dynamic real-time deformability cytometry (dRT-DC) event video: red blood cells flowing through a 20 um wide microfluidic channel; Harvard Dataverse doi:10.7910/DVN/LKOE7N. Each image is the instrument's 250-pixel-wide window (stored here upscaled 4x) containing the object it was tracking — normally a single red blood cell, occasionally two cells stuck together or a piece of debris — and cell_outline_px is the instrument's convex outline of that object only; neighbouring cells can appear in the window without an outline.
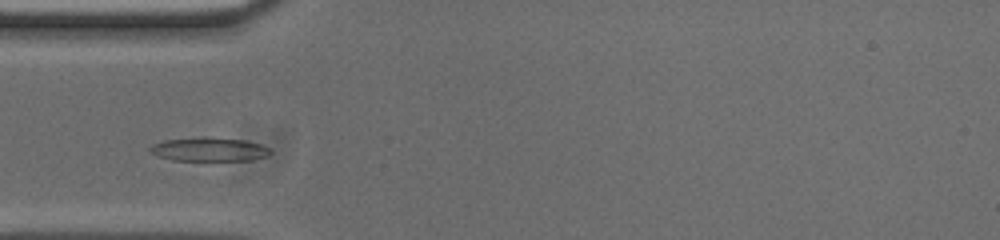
{"species": "common noctule bat (a hibernating species)", "species_latin": "Nyctalus noctula", "temperature_condition": "cold", "stored_images_in_passage": 47, "camera_frame_rate_fps": 3000, "um_per_image_px": 0.085, "animal": {"sex": "male", "body_mass_g": 20.0, "forearm_length_mm": 53.3}, "frame": {"image": 1, "passage_image": 9, "time_ms": 2.667, "image_size_px": [1000, 240], "cell_outline_px": [[272, 152], [268, 156], [252, 160], [172, 160], [148, 152], [148, 148], [152, 144], [164, 140], [196, 136], [208, 136], [244, 140], [260, 144], [268, 148]], "centroid_in_image_um": [17.74, 12.67], "position_along_channel_um": 67.3, "area_um2": 16.94}}
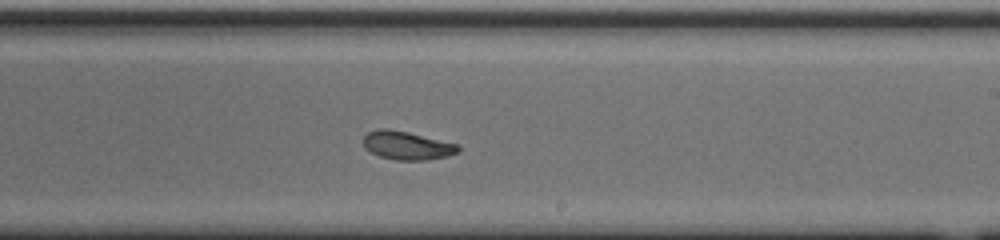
{"frame": {"image": 2, "passage_image": 24, "time_ms": 7.667, "image_size_px": [1000, 240], "cell_outline_px": [[460, 152], [448, 156], [424, 160], [396, 160], [380, 156], [364, 148], [364, 136], [368, 132], [380, 128], [388, 128], [408, 132], [456, 144], [460, 148]], "centroid_in_image_um": [34.59, 12.36], "position_along_channel_um": 254.4, "area_um2": 15.55}}
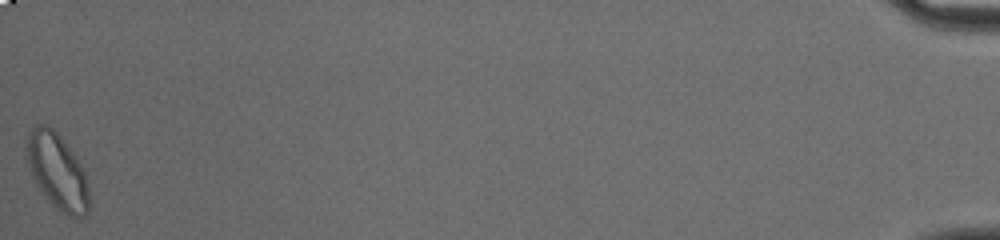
{"frame": {"image": 3, "passage_image": 47, "time_ms": 15.333, "image_size_px": [1000, 240], "cell_outline_px": [[88, 212], [84, 216], [68, 216], [56, 208], [44, 196], [36, 184], [32, 176], [24, 156], [24, 140], [28, 132], [36, 124], [48, 124], [60, 136], [72, 152], [80, 164], [84, 172], [88, 184]], "centroid_in_image_um": [4.8, 14.51], "position_along_channel_um": 430.4, "area_um2": 27.86}, "authors_computed_cell_mechanics": {"area_um2": 16.0684, "velocity_mm_per_s": 3.7355, "shape_relaxation_time_tau1_ms": 5.5315, "shape_relaxation_time_tau2_ms": 2.8596, "deformation_change_tau1": 0.1725, "deformation_change_tau2": 0.0567}}